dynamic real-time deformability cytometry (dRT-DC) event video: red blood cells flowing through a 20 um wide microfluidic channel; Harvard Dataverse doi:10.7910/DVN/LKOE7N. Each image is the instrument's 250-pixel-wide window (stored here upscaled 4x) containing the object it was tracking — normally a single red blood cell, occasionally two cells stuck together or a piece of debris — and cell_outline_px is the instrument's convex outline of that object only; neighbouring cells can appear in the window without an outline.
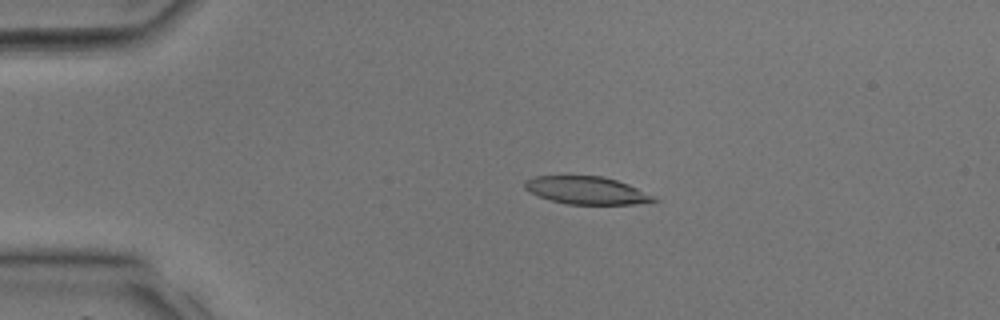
{"species": "common noctule bat (a hibernating species)", "species_latin": "Nyctalus noctula", "temperature_condition": "room temperature", "stored_images_in_passage": 36, "camera_frame_rate_fps": 3000, "um_per_image_px": 0.085, "animal": {"sex": "male", "body_mass_g": 17.9, "forearm_length_mm": 54.2}, "frame": {"image": 1, "passage_image": 8, "time_ms": 2.333, "image_size_px": [1000, 320], "cell_outline_px": [[660, 200], [632, 204], [568, 204], [552, 200], [540, 196], [524, 188], [524, 180], [536, 176], [604, 176], [628, 184]], "centroid_in_image_um": [49.83, 16.17], "position_along_channel_um": 35.2, "area_um2": 20.4}}
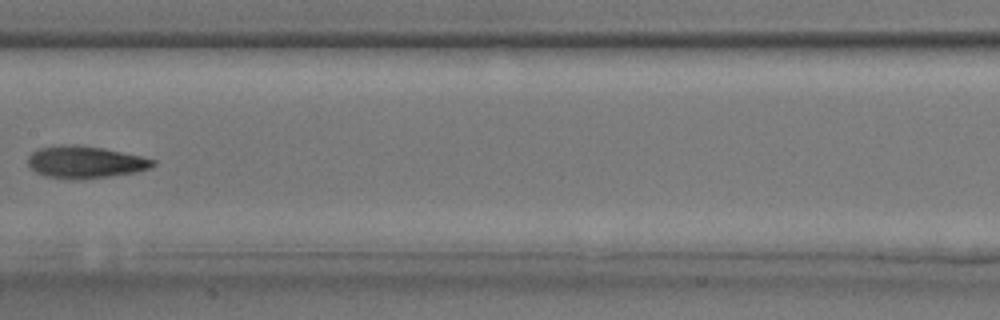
{"frame": {"image": 2, "passage_image": 19, "time_ms": 6.0, "image_size_px": [1000, 320], "cell_outline_px": [[156, 164], [148, 168], [136, 172], [108, 176], [48, 176], [36, 172], [28, 164], [28, 156], [32, 152], [40, 148], [72, 144], [104, 148], [140, 156], [156, 160]], "centroid_in_image_um": [7.28, 13.73], "position_along_channel_um": 200.1, "area_um2": 22.2}}
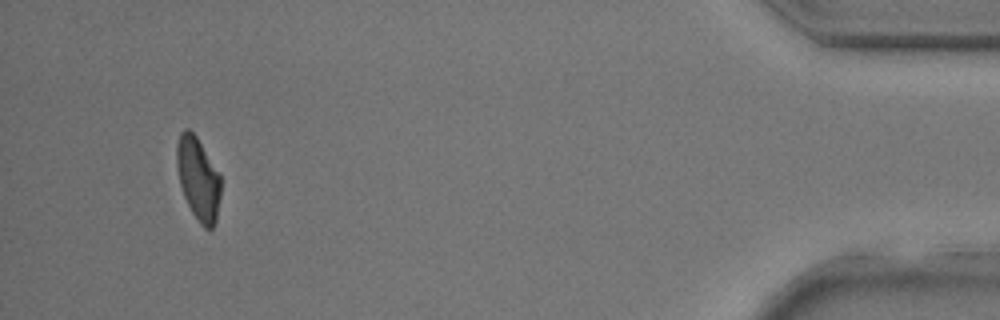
{"frame": {"image": 3, "passage_image": 34, "time_ms": 11.0, "image_size_px": [1000, 320], "cell_outline_px": [[220, 196], [216, 220], [212, 228], [204, 228], [200, 224], [192, 212], [184, 196], [180, 184], [176, 164], [176, 144], [180, 132], [184, 128], [188, 128], [196, 136], [220, 176]], "centroid_in_image_um": [16.82, 15.18], "position_along_channel_um": 418.4, "area_um2": 20.98}}